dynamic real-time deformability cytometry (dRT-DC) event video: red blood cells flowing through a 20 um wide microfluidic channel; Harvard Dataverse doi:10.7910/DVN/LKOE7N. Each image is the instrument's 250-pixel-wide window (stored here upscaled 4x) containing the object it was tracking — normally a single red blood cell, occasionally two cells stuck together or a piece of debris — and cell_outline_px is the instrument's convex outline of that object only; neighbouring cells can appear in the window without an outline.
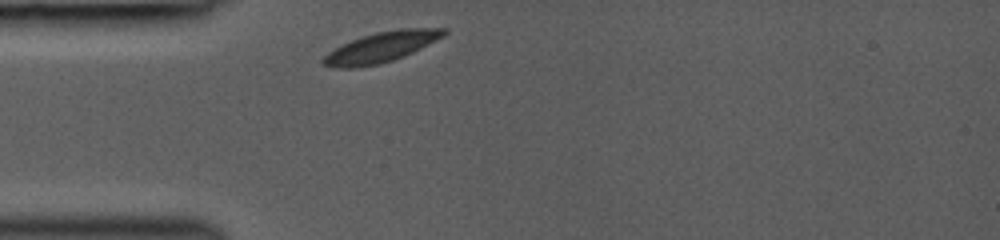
{"species": "common noctule bat (a hibernating species)", "species_latin": "Nyctalus noctula", "temperature_condition": "room temperature", "stored_images_in_passage": 5, "camera_frame_rate_fps": 3000, "um_per_image_px": 0.085, "animal": {"sex": "female", "body_mass_g": 19.0, "forearm_length_mm": 53.3}, "frame": {"image": 1, "passage_image": 1, "time_ms": 0.0, "image_size_px": [1000, 240], "cell_outline_px": [[448, 32], [444, 36], [404, 56], [380, 64], [356, 68], [336, 68], [324, 64], [320, 60], [328, 52], [352, 40], [376, 32], [400, 28], [448, 28]], "centroid_in_image_um": [32.42, 4.0], "position_along_channel_um": 52.6, "area_um2": 21.1}}
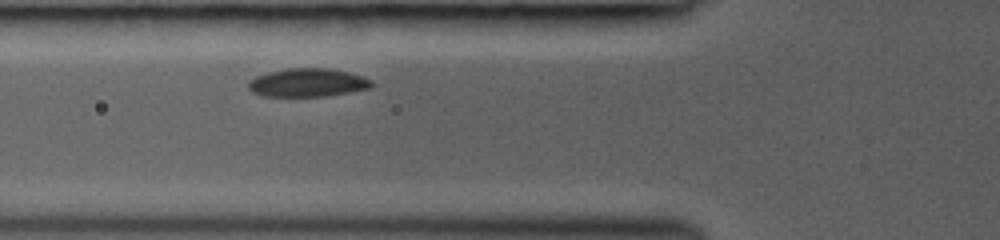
{"frame": {"image": 2, "passage_image": 5, "time_ms": 1.333, "image_size_px": [1000, 240], "cell_outline_px": [[376, 84], [372, 88], [328, 96], [264, 96], [252, 92], [248, 88], [248, 80], [256, 76], [268, 72], [288, 68], [328, 68], [348, 72], [364, 76], [372, 80]], "centroid_in_image_um": [26.19, 7.02], "position_along_channel_um": 99.6, "area_um2": 20.63}}